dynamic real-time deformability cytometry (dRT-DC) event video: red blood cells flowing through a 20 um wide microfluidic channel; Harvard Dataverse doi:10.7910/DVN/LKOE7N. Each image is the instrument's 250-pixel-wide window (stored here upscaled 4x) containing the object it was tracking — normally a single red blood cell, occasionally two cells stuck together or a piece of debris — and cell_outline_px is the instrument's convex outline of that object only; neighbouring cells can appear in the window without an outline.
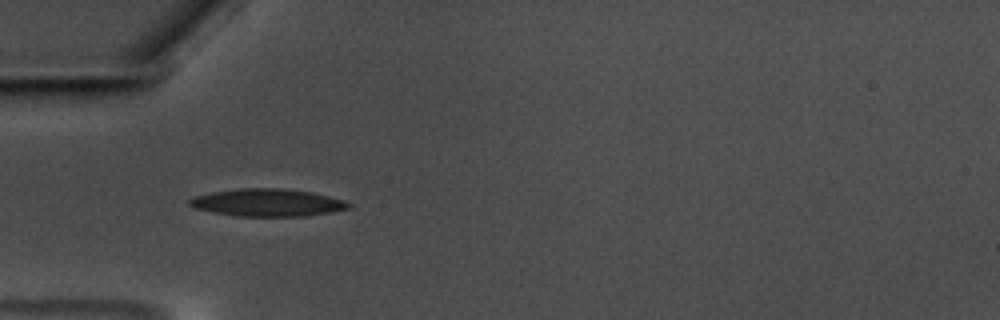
{"species": "common noctule bat (a hibernating species)", "species_latin": "Nyctalus noctula", "temperature_condition": "warm", "stored_images_in_passage": 22, "camera_frame_rate_fps": 3000, "um_per_image_px": 0.085, "animal": {"sex": "male", "body_mass_g": 17.5, "forearm_length_mm": 52.3}, "frame": {"image": 1, "passage_image": 1, "time_ms": 0.0, "image_size_px": [1000, 320], "cell_outline_px": [[352, 208], [332, 212], [304, 216], [236, 216], [212, 212], [196, 208], [188, 204], [188, 200], [196, 196], [212, 192], [244, 188], [284, 188], [312, 192], [344, 200], [352, 204]], "centroid_in_image_um": [22.78, 17.22], "position_along_channel_um": 62.2, "area_um2": 25.49}}